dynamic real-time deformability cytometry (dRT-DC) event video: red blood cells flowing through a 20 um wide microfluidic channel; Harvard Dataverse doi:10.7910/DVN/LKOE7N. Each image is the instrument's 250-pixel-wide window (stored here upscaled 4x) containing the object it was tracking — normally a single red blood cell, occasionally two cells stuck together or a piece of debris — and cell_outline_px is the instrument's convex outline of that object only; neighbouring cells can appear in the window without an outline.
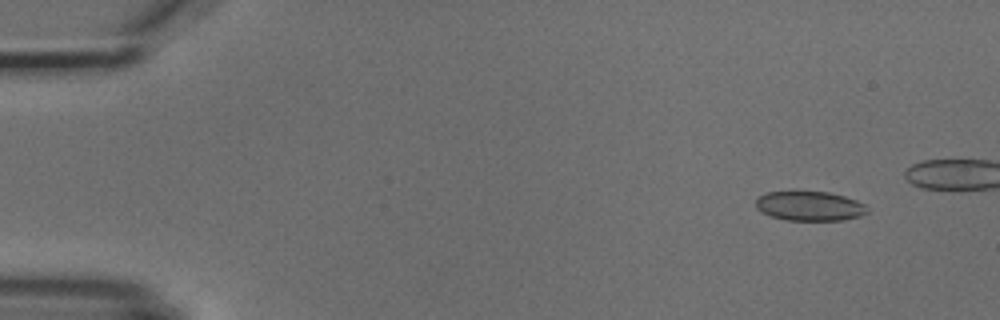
{"species": "common noctule bat (a hibernating species)", "species_latin": "Nyctalus noctula", "temperature_condition": "cold", "stored_images_in_passage": 6, "camera_frame_rate_fps": 3000, "um_per_image_px": 0.085, "animal": {"sex": "male", "body_mass_g": 18.8}, "frame": {"image": 1, "passage_image": 2, "time_ms": 1.0, "image_size_px": [1000, 320], "cell_outline_px": [[868, 212], [860, 216], [844, 220], [784, 220], [760, 212], [756, 208], [756, 200], [760, 196], [768, 192], [828, 192], [844, 196], [856, 200], [864, 204], [868, 208]], "centroid_in_image_um": [68.83, 17.52], "position_along_channel_um": 16.2, "area_um2": 19.07}}